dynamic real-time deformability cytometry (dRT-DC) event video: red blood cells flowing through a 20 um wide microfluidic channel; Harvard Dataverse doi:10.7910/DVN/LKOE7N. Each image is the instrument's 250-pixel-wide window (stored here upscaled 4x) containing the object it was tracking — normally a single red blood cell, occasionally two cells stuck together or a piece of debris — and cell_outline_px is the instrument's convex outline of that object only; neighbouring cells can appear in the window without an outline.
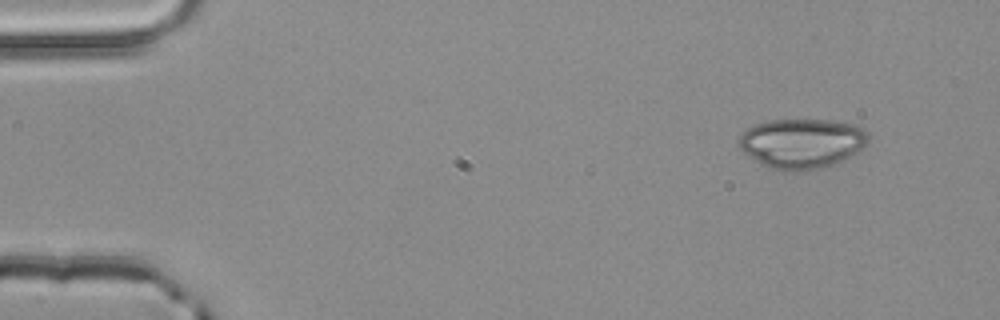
{"species": "common noctule bat (a hibernating species)", "species_latin": "Nyctalus noctula", "temperature_condition": "room temperature", "stored_images_in_passage": 4, "segment_of_instrument_passage": [1, 2], "camera_frame_rate_fps": 3000, "um_per_image_px": 0.085, "animal": {"sex": "male", "body_mass_g": 20.4}, "frame": {"image": 1, "passage_image": 1, "time_ms": 0.0, "image_size_px": [1000, 320], "cell_outline_px": [[872, 136], [868, 144], [852, 156], [840, 164], [820, 168], [792, 172], [768, 168], [760, 164], [744, 152], [740, 148], [740, 132], [756, 124], [768, 120], [832, 120], [856, 124], [864, 128]], "centroid_in_image_um": [68.24, 12.19], "position_along_channel_um": 16.8, "area_um2": 38.38}}
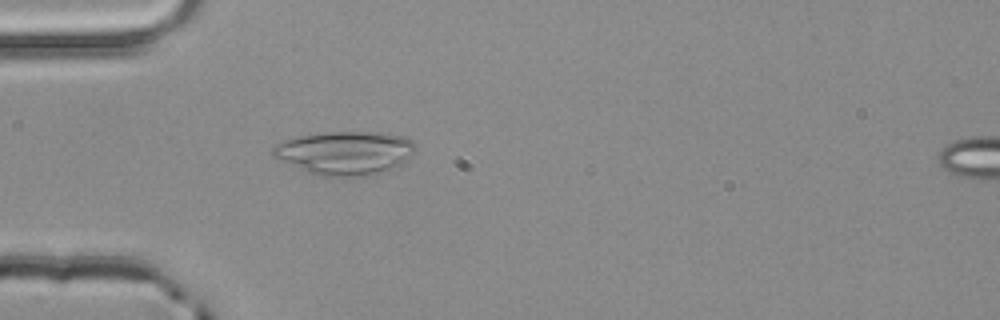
{"frame": {"image": 2, "passage_image": 3, "time_ms": 0.667, "image_size_px": [1000, 320], "cell_outline_px": [[416, 152], [404, 164], [392, 172], [356, 176], [320, 176], [308, 172], [280, 160], [272, 156], [272, 148], [276, 144], [300, 136], [324, 132], [376, 132], [404, 136], [412, 140], [416, 144]], "centroid_in_image_um": [29.43, 13.01], "position_along_channel_um": 55.6, "area_um2": 36.59}}